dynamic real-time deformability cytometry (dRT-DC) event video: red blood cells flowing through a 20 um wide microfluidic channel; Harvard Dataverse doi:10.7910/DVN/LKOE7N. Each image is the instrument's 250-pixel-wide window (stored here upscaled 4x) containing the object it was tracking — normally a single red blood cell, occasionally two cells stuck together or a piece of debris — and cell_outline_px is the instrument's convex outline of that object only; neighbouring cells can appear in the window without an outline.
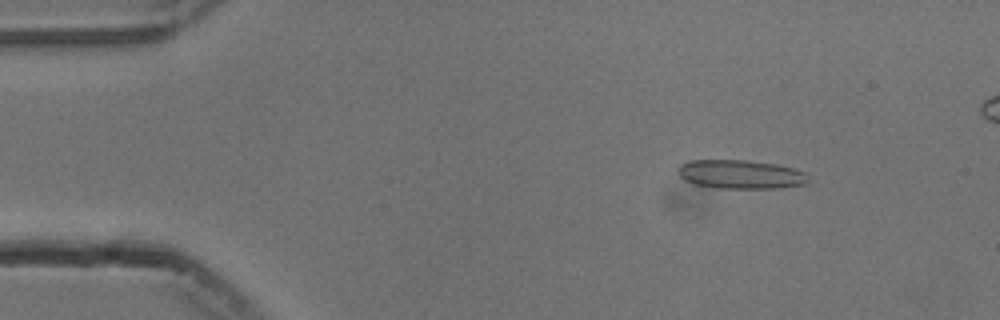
{"species": "common noctule bat (a hibernating species)", "species_latin": "Nyctalus noctula", "temperature_condition": "cold", "stored_images_in_passage": 55, "camera_frame_rate_fps": 3000, "um_per_image_px": 0.085, "animal": {"sex": "male", "body_mass_g": 13.3}, "frame": {"image": 1, "passage_image": 7, "time_ms": 2.0, "image_size_px": [1000, 320], "cell_outline_px": [[808, 180], [804, 184], [780, 188], [716, 188], [696, 184], [684, 180], [676, 172], [676, 168], [680, 164], [692, 160], [744, 160], [776, 164], [808, 172]], "centroid_in_image_um": [62.94, 14.82], "position_along_channel_um": 22.1, "area_um2": 22.02}}
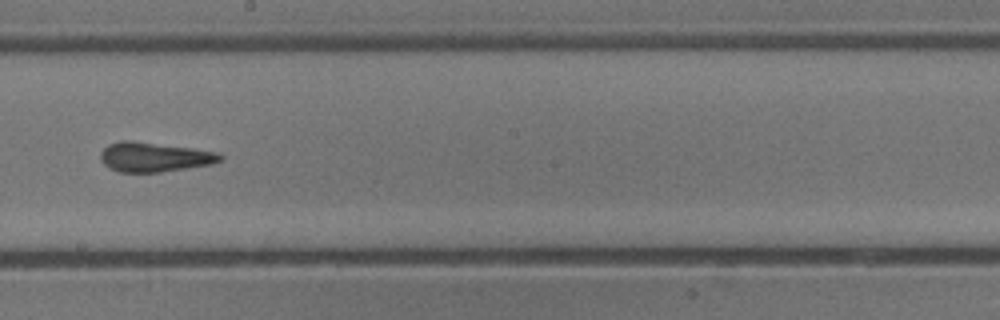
{"frame": {"image": 2, "passage_image": 30, "time_ms": 9.667, "image_size_px": [1000, 320], "cell_outline_px": [[224, 160], [212, 164], [160, 172], [120, 172], [104, 164], [100, 160], [100, 152], [108, 144], [120, 140], [132, 140], [192, 148], [220, 152], [224, 156]], "centroid_in_image_um": [13.14, 13.33], "position_along_channel_um": 235.1, "area_um2": 20.75}}
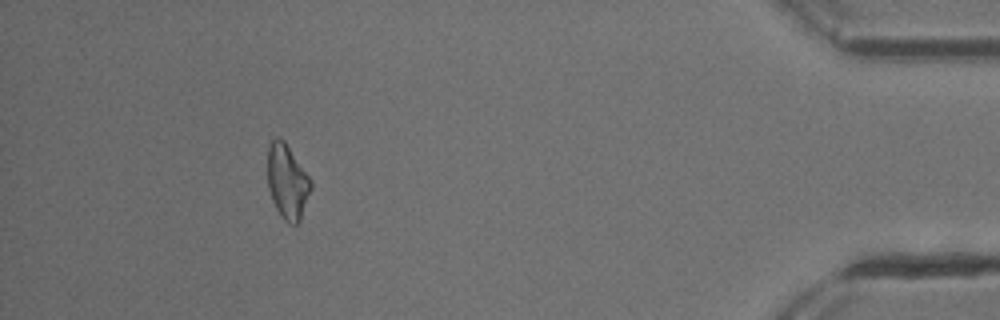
{"frame": {"image": 3, "passage_image": 49, "time_ms": 16.0, "image_size_px": [1000, 320], "cell_outline_px": [[312, 188], [300, 220], [296, 224], [288, 224], [284, 220], [276, 208], [272, 200], [268, 188], [268, 148], [272, 140], [276, 136], [284, 140], [312, 180]], "centroid_in_image_um": [24.43, 15.44], "position_along_channel_um": 410.8, "area_um2": 18.84}, "authors_computed_cell_mechanics": {"area_um2": 20.2878, "velocity_mm_per_s": 3.7703, "shape_relaxation_time_tau1_ms": 10.8996, "shape_relaxation_time_tau2_ms": 2.4391, "deformation_change_tau1": 0.2048, "deformation_change_tau2": 0.1147}}